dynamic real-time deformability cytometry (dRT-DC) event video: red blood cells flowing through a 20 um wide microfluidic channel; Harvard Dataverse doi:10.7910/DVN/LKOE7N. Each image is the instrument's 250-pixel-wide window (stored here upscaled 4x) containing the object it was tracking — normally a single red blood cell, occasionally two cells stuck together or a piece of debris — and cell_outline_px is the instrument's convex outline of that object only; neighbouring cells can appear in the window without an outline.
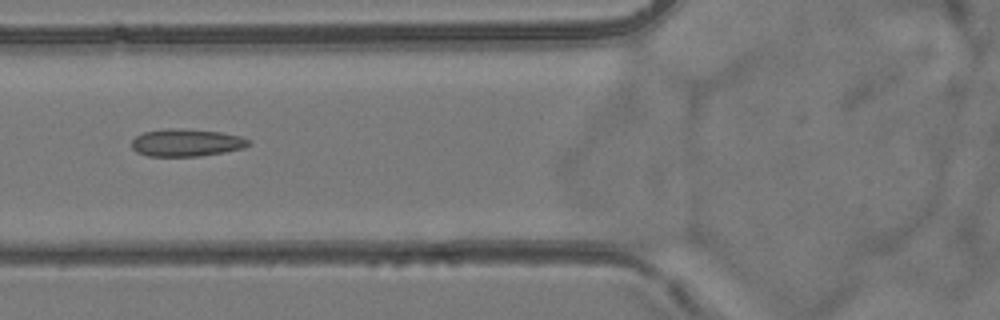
{"species": "common noctule bat (a hibernating species)", "species_latin": "Nyctalus noctula", "temperature_condition": "room temperature", "stored_images_in_passage": 6, "camera_frame_rate_fps": 3000, "um_per_image_px": 0.085, "animal": {"sex": "female", "body_mass_g": 24.6, "forearm_length_mm": 56.2}, "frame": {"image": 1, "passage_image": 5, "time_ms": 5.0, "image_size_px": [1000, 320], "cell_outline_px": [[252, 144], [244, 148], [224, 152], [200, 156], [148, 156], [136, 152], [132, 148], [132, 140], [136, 136], [144, 132], [168, 128], [180, 128], [220, 132], [240, 136], [252, 140]], "centroid_in_image_um": [15.87, 12.12], "position_along_channel_um": 109.9, "area_um2": 18.84}}
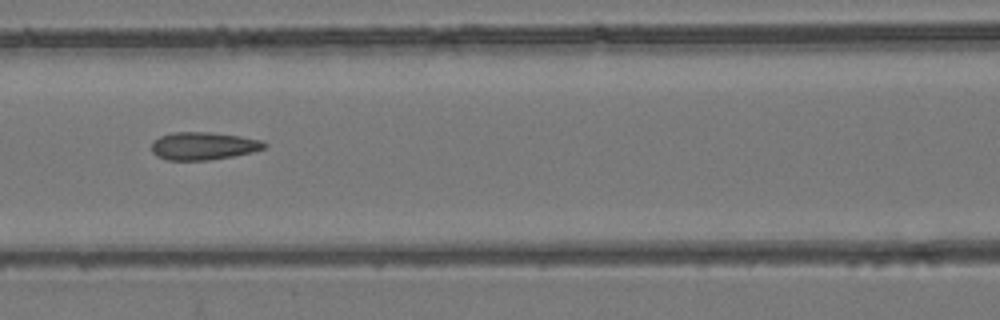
{"frame": {"image": 2, "passage_image": 6, "time_ms": 6.0, "image_size_px": [1000, 320], "cell_outline_px": [[268, 144], [264, 148], [252, 152], [232, 156], [208, 160], [168, 160], [156, 156], [152, 152], [152, 140], [160, 136], [172, 132], [212, 132], [240, 136], [264, 140]], "centroid_in_image_um": [17.28, 12.39], "position_along_channel_um": 149.3, "area_um2": 18.38}}